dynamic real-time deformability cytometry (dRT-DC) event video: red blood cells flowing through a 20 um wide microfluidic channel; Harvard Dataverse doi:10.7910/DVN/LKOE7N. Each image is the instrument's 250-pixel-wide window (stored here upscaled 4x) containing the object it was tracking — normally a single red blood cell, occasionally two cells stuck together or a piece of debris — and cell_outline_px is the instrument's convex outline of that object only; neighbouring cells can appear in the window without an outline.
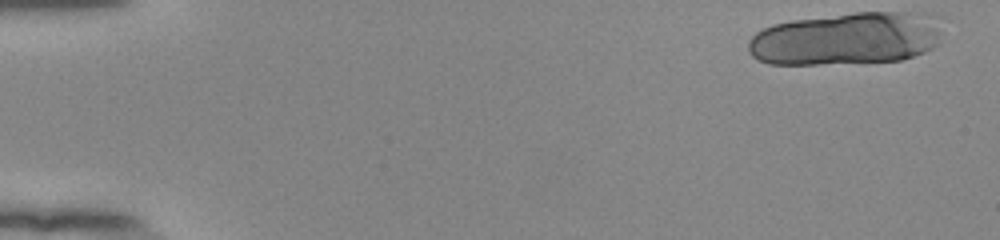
{"species": "human", "species_latin": "Homo sapiens", "temperature_condition": "room temperature", "stored_images_in_passage": 19, "camera_frame_rate_fps": 3000, "um_per_image_px": 0.085, "donor": {"sex": "female"}, "frame": {"image": 1, "passage_image": 1, "time_ms": 0.0, "image_size_px": [1000, 240], "cell_outline_px": [[940, 44], [924, 52], [900, 60], [820, 64], [768, 64], [756, 60], [748, 52], [748, 40], [756, 32], [772, 24], [792, 20], [856, 12], [928, 12], [940, 16]], "centroid_in_image_um": [71.98, 3.26], "position_along_channel_um": 13.0, "area_um2": 60.4}}